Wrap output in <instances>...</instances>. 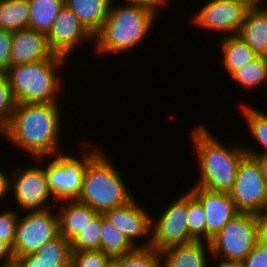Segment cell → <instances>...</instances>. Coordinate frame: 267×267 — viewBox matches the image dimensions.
<instances>
[{
  "instance_id": "cb8c5ba5",
  "label": "cell",
  "mask_w": 267,
  "mask_h": 267,
  "mask_svg": "<svg viewBox=\"0 0 267 267\" xmlns=\"http://www.w3.org/2000/svg\"><path fill=\"white\" fill-rule=\"evenodd\" d=\"M229 77L247 93L251 90L255 91L257 88L264 89L267 80V57H256L253 61L235 70Z\"/></svg>"
},
{
  "instance_id": "7bdbcfd3",
  "label": "cell",
  "mask_w": 267,
  "mask_h": 267,
  "mask_svg": "<svg viewBox=\"0 0 267 267\" xmlns=\"http://www.w3.org/2000/svg\"><path fill=\"white\" fill-rule=\"evenodd\" d=\"M104 267H120V262L117 259H108Z\"/></svg>"
},
{
  "instance_id": "9c48e42d",
  "label": "cell",
  "mask_w": 267,
  "mask_h": 267,
  "mask_svg": "<svg viewBox=\"0 0 267 267\" xmlns=\"http://www.w3.org/2000/svg\"><path fill=\"white\" fill-rule=\"evenodd\" d=\"M58 235L59 221L55 207L19 213L11 248L14 259L36 253L43 244Z\"/></svg>"
},
{
  "instance_id": "ac0fdd59",
  "label": "cell",
  "mask_w": 267,
  "mask_h": 267,
  "mask_svg": "<svg viewBox=\"0 0 267 267\" xmlns=\"http://www.w3.org/2000/svg\"><path fill=\"white\" fill-rule=\"evenodd\" d=\"M70 242L60 234L43 244L36 253L20 256L23 267H71Z\"/></svg>"
},
{
  "instance_id": "5bb4252c",
  "label": "cell",
  "mask_w": 267,
  "mask_h": 267,
  "mask_svg": "<svg viewBox=\"0 0 267 267\" xmlns=\"http://www.w3.org/2000/svg\"><path fill=\"white\" fill-rule=\"evenodd\" d=\"M134 198L131 202L107 210L103 215L119 229L135 247H150L151 214ZM142 239H146L143 242ZM143 243H138L139 241Z\"/></svg>"
},
{
  "instance_id": "9a60e30c",
  "label": "cell",
  "mask_w": 267,
  "mask_h": 267,
  "mask_svg": "<svg viewBox=\"0 0 267 267\" xmlns=\"http://www.w3.org/2000/svg\"><path fill=\"white\" fill-rule=\"evenodd\" d=\"M188 188L204 208L206 214V241L209 242L227 222L240 212L226 192H214L194 185Z\"/></svg>"
},
{
  "instance_id": "60d3db41",
  "label": "cell",
  "mask_w": 267,
  "mask_h": 267,
  "mask_svg": "<svg viewBox=\"0 0 267 267\" xmlns=\"http://www.w3.org/2000/svg\"><path fill=\"white\" fill-rule=\"evenodd\" d=\"M229 1L242 4L247 9H253V8L261 6V3L259 0H229Z\"/></svg>"
},
{
  "instance_id": "f1b7e54d",
  "label": "cell",
  "mask_w": 267,
  "mask_h": 267,
  "mask_svg": "<svg viewBox=\"0 0 267 267\" xmlns=\"http://www.w3.org/2000/svg\"><path fill=\"white\" fill-rule=\"evenodd\" d=\"M120 267H161V254L154 247H136L117 259Z\"/></svg>"
},
{
  "instance_id": "f35d334b",
  "label": "cell",
  "mask_w": 267,
  "mask_h": 267,
  "mask_svg": "<svg viewBox=\"0 0 267 267\" xmlns=\"http://www.w3.org/2000/svg\"><path fill=\"white\" fill-rule=\"evenodd\" d=\"M14 260L11 247L4 241L0 240V267Z\"/></svg>"
},
{
  "instance_id": "4fadbf2b",
  "label": "cell",
  "mask_w": 267,
  "mask_h": 267,
  "mask_svg": "<svg viewBox=\"0 0 267 267\" xmlns=\"http://www.w3.org/2000/svg\"><path fill=\"white\" fill-rule=\"evenodd\" d=\"M46 37L52 52L67 59L82 44L90 41L94 46V36L66 6L59 11Z\"/></svg>"
},
{
  "instance_id": "277c9868",
  "label": "cell",
  "mask_w": 267,
  "mask_h": 267,
  "mask_svg": "<svg viewBox=\"0 0 267 267\" xmlns=\"http://www.w3.org/2000/svg\"><path fill=\"white\" fill-rule=\"evenodd\" d=\"M68 60L53 54L35 63L10 65L6 74L15 103L60 102L59 97L64 94L60 73Z\"/></svg>"
},
{
  "instance_id": "603a6c76",
  "label": "cell",
  "mask_w": 267,
  "mask_h": 267,
  "mask_svg": "<svg viewBox=\"0 0 267 267\" xmlns=\"http://www.w3.org/2000/svg\"><path fill=\"white\" fill-rule=\"evenodd\" d=\"M239 105L238 109H242L241 114H243V119L250 131L248 133L252 134V138L255 139L253 141L260 146L259 150L257 146L253 148L250 145H244L245 152L247 155H267V112L256 109L255 106L248 103L241 102Z\"/></svg>"
},
{
  "instance_id": "ffe728a7",
  "label": "cell",
  "mask_w": 267,
  "mask_h": 267,
  "mask_svg": "<svg viewBox=\"0 0 267 267\" xmlns=\"http://www.w3.org/2000/svg\"><path fill=\"white\" fill-rule=\"evenodd\" d=\"M237 34L258 56L267 57V4L248 9Z\"/></svg>"
},
{
  "instance_id": "ba28073f",
  "label": "cell",
  "mask_w": 267,
  "mask_h": 267,
  "mask_svg": "<svg viewBox=\"0 0 267 267\" xmlns=\"http://www.w3.org/2000/svg\"><path fill=\"white\" fill-rule=\"evenodd\" d=\"M258 215L240 212L209 241L212 259L241 263L257 243Z\"/></svg>"
},
{
  "instance_id": "4316f807",
  "label": "cell",
  "mask_w": 267,
  "mask_h": 267,
  "mask_svg": "<svg viewBox=\"0 0 267 267\" xmlns=\"http://www.w3.org/2000/svg\"><path fill=\"white\" fill-rule=\"evenodd\" d=\"M28 0H0V29L17 31L28 28Z\"/></svg>"
},
{
  "instance_id": "e0dca14e",
  "label": "cell",
  "mask_w": 267,
  "mask_h": 267,
  "mask_svg": "<svg viewBox=\"0 0 267 267\" xmlns=\"http://www.w3.org/2000/svg\"><path fill=\"white\" fill-rule=\"evenodd\" d=\"M161 267H210V244L203 240L173 245L160 251Z\"/></svg>"
},
{
  "instance_id": "7402d4cb",
  "label": "cell",
  "mask_w": 267,
  "mask_h": 267,
  "mask_svg": "<svg viewBox=\"0 0 267 267\" xmlns=\"http://www.w3.org/2000/svg\"><path fill=\"white\" fill-rule=\"evenodd\" d=\"M86 29L94 36L108 15L110 0H64Z\"/></svg>"
},
{
  "instance_id": "d6a6232c",
  "label": "cell",
  "mask_w": 267,
  "mask_h": 267,
  "mask_svg": "<svg viewBox=\"0 0 267 267\" xmlns=\"http://www.w3.org/2000/svg\"><path fill=\"white\" fill-rule=\"evenodd\" d=\"M107 260L101 250L72 252L71 267H104Z\"/></svg>"
},
{
  "instance_id": "8d00e7d4",
  "label": "cell",
  "mask_w": 267,
  "mask_h": 267,
  "mask_svg": "<svg viewBox=\"0 0 267 267\" xmlns=\"http://www.w3.org/2000/svg\"><path fill=\"white\" fill-rule=\"evenodd\" d=\"M257 243L267 248V211L258 215Z\"/></svg>"
},
{
  "instance_id": "83f0119b",
  "label": "cell",
  "mask_w": 267,
  "mask_h": 267,
  "mask_svg": "<svg viewBox=\"0 0 267 267\" xmlns=\"http://www.w3.org/2000/svg\"><path fill=\"white\" fill-rule=\"evenodd\" d=\"M101 240V214H98L88 225L80 231L71 241V251L81 252L100 250Z\"/></svg>"
},
{
  "instance_id": "d6986e66",
  "label": "cell",
  "mask_w": 267,
  "mask_h": 267,
  "mask_svg": "<svg viewBox=\"0 0 267 267\" xmlns=\"http://www.w3.org/2000/svg\"><path fill=\"white\" fill-rule=\"evenodd\" d=\"M55 208L59 221V234L69 242L99 214L77 200L59 202Z\"/></svg>"
},
{
  "instance_id": "44dd1931",
  "label": "cell",
  "mask_w": 267,
  "mask_h": 267,
  "mask_svg": "<svg viewBox=\"0 0 267 267\" xmlns=\"http://www.w3.org/2000/svg\"><path fill=\"white\" fill-rule=\"evenodd\" d=\"M217 40L219 41V48H221L220 52L223 54L220 64L223 65L228 77L235 70L258 57L238 34L219 37Z\"/></svg>"
},
{
  "instance_id": "1f68e13d",
  "label": "cell",
  "mask_w": 267,
  "mask_h": 267,
  "mask_svg": "<svg viewBox=\"0 0 267 267\" xmlns=\"http://www.w3.org/2000/svg\"><path fill=\"white\" fill-rule=\"evenodd\" d=\"M19 212L15 209L4 207L0 211V240L6 242L11 248L15 238L16 224Z\"/></svg>"
},
{
  "instance_id": "836d02e7",
  "label": "cell",
  "mask_w": 267,
  "mask_h": 267,
  "mask_svg": "<svg viewBox=\"0 0 267 267\" xmlns=\"http://www.w3.org/2000/svg\"><path fill=\"white\" fill-rule=\"evenodd\" d=\"M12 31L0 29V72L6 73L11 65Z\"/></svg>"
},
{
  "instance_id": "d4e9b609",
  "label": "cell",
  "mask_w": 267,
  "mask_h": 267,
  "mask_svg": "<svg viewBox=\"0 0 267 267\" xmlns=\"http://www.w3.org/2000/svg\"><path fill=\"white\" fill-rule=\"evenodd\" d=\"M136 247L117 228L113 227L103 214H101V240L100 250L108 259H119Z\"/></svg>"
},
{
  "instance_id": "484cf974",
  "label": "cell",
  "mask_w": 267,
  "mask_h": 267,
  "mask_svg": "<svg viewBox=\"0 0 267 267\" xmlns=\"http://www.w3.org/2000/svg\"><path fill=\"white\" fill-rule=\"evenodd\" d=\"M30 14L28 28L47 34L59 11L65 6L64 0H28Z\"/></svg>"
},
{
  "instance_id": "b9f144b4",
  "label": "cell",
  "mask_w": 267,
  "mask_h": 267,
  "mask_svg": "<svg viewBox=\"0 0 267 267\" xmlns=\"http://www.w3.org/2000/svg\"><path fill=\"white\" fill-rule=\"evenodd\" d=\"M213 261V262H212ZM216 264H215V263ZM211 263L210 266L212 267H242V264L241 263H235V262H225V261H220V260H214L212 259L211 260Z\"/></svg>"
},
{
  "instance_id": "3957f363",
  "label": "cell",
  "mask_w": 267,
  "mask_h": 267,
  "mask_svg": "<svg viewBox=\"0 0 267 267\" xmlns=\"http://www.w3.org/2000/svg\"><path fill=\"white\" fill-rule=\"evenodd\" d=\"M158 16L143 7L111 3L104 24L94 35L93 52L98 57L130 52L148 39Z\"/></svg>"
},
{
  "instance_id": "7a4b0ae2",
  "label": "cell",
  "mask_w": 267,
  "mask_h": 267,
  "mask_svg": "<svg viewBox=\"0 0 267 267\" xmlns=\"http://www.w3.org/2000/svg\"><path fill=\"white\" fill-rule=\"evenodd\" d=\"M203 124H197L190 133L195 163L197 166L194 186L214 192H226L232 189L237 169L247 155L244 144H224Z\"/></svg>"
},
{
  "instance_id": "6da1fadb",
  "label": "cell",
  "mask_w": 267,
  "mask_h": 267,
  "mask_svg": "<svg viewBox=\"0 0 267 267\" xmlns=\"http://www.w3.org/2000/svg\"><path fill=\"white\" fill-rule=\"evenodd\" d=\"M61 109L60 102L15 104L0 136L32 159L64 152L60 148L64 143L60 138L64 128Z\"/></svg>"
},
{
  "instance_id": "8992f818",
  "label": "cell",
  "mask_w": 267,
  "mask_h": 267,
  "mask_svg": "<svg viewBox=\"0 0 267 267\" xmlns=\"http://www.w3.org/2000/svg\"><path fill=\"white\" fill-rule=\"evenodd\" d=\"M89 142V143H88ZM86 141L79 145L75 156L61 152L47 156L49 162L43 164L47 177L48 188L55 203L77 200L82 191L83 176L87 163L101 150L100 146ZM79 155V156H78Z\"/></svg>"
},
{
  "instance_id": "ee69618b",
  "label": "cell",
  "mask_w": 267,
  "mask_h": 267,
  "mask_svg": "<svg viewBox=\"0 0 267 267\" xmlns=\"http://www.w3.org/2000/svg\"><path fill=\"white\" fill-rule=\"evenodd\" d=\"M3 267H23L18 260H13L10 263L5 264Z\"/></svg>"
},
{
  "instance_id": "7c38bea8",
  "label": "cell",
  "mask_w": 267,
  "mask_h": 267,
  "mask_svg": "<svg viewBox=\"0 0 267 267\" xmlns=\"http://www.w3.org/2000/svg\"><path fill=\"white\" fill-rule=\"evenodd\" d=\"M208 1V2H207ZM197 13H193L191 23L196 27L218 32L219 37L235 35L244 22L247 8L229 0H207Z\"/></svg>"
},
{
  "instance_id": "e575fe53",
  "label": "cell",
  "mask_w": 267,
  "mask_h": 267,
  "mask_svg": "<svg viewBox=\"0 0 267 267\" xmlns=\"http://www.w3.org/2000/svg\"><path fill=\"white\" fill-rule=\"evenodd\" d=\"M241 264L242 267H267V248L256 243Z\"/></svg>"
},
{
  "instance_id": "8fae6325",
  "label": "cell",
  "mask_w": 267,
  "mask_h": 267,
  "mask_svg": "<svg viewBox=\"0 0 267 267\" xmlns=\"http://www.w3.org/2000/svg\"><path fill=\"white\" fill-rule=\"evenodd\" d=\"M173 200L157 217L152 214L150 246L157 251L194 241L187 226L188 189Z\"/></svg>"
},
{
  "instance_id": "30bf717a",
  "label": "cell",
  "mask_w": 267,
  "mask_h": 267,
  "mask_svg": "<svg viewBox=\"0 0 267 267\" xmlns=\"http://www.w3.org/2000/svg\"><path fill=\"white\" fill-rule=\"evenodd\" d=\"M228 194L239 212L260 215L267 211V185L252 156L246 155L241 160Z\"/></svg>"
},
{
  "instance_id": "f546056e",
  "label": "cell",
  "mask_w": 267,
  "mask_h": 267,
  "mask_svg": "<svg viewBox=\"0 0 267 267\" xmlns=\"http://www.w3.org/2000/svg\"><path fill=\"white\" fill-rule=\"evenodd\" d=\"M206 214L201 203L188 190L187 226L194 240L206 241Z\"/></svg>"
},
{
  "instance_id": "ab89813d",
  "label": "cell",
  "mask_w": 267,
  "mask_h": 267,
  "mask_svg": "<svg viewBox=\"0 0 267 267\" xmlns=\"http://www.w3.org/2000/svg\"><path fill=\"white\" fill-rule=\"evenodd\" d=\"M250 156H252L259 164L261 173L267 185V155H250Z\"/></svg>"
},
{
  "instance_id": "4dcf8cb0",
  "label": "cell",
  "mask_w": 267,
  "mask_h": 267,
  "mask_svg": "<svg viewBox=\"0 0 267 267\" xmlns=\"http://www.w3.org/2000/svg\"><path fill=\"white\" fill-rule=\"evenodd\" d=\"M15 104L7 74L0 72V131L9 123Z\"/></svg>"
},
{
  "instance_id": "5b68a950",
  "label": "cell",
  "mask_w": 267,
  "mask_h": 267,
  "mask_svg": "<svg viewBox=\"0 0 267 267\" xmlns=\"http://www.w3.org/2000/svg\"><path fill=\"white\" fill-rule=\"evenodd\" d=\"M109 154L101 150L87 163L82 191L77 201L90 206L99 214L125 205L134 197L129 186L116 169Z\"/></svg>"
},
{
  "instance_id": "74e56055",
  "label": "cell",
  "mask_w": 267,
  "mask_h": 267,
  "mask_svg": "<svg viewBox=\"0 0 267 267\" xmlns=\"http://www.w3.org/2000/svg\"><path fill=\"white\" fill-rule=\"evenodd\" d=\"M10 189V174L8 172H4L3 169H0V201L6 200V197L10 199L9 194ZM1 204V202H0Z\"/></svg>"
},
{
  "instance_id": "bcb514c9",
  "label": "cell",
  "mask_w": 267,
  "mask_h": 267,
  "mask_svg": "<svg viewBox=\"0 0 267 267\" xmlns=\"http://www.w3.org/2000/svg\"><path fill=\"white\" fill-rule=\"evenodd\" d=\"M260 1V3H261V5H263V4H265L266 3V1L265 0H259ZM264 2V3H263Z\"/></svg>"
},
{
  "instance_id": "d590c367",
  "label": "cell",
  "mask_w": 267,
  "mask_h": 267,
  "mask_svg": "<svg viewBox=\"0 0 267 267\" xmlns=\"http://www.w3.org/2000/svg\"><path fill=\"white\" fill-rule=\"evenodd\" d=\"M118 0H110L111 3H116ZM122 1V2H120ZM120 4L133 5L138 7H143L154 11L157 15H160V9H163L165 6L170 5V0H119ZM159 13V14H158Z\"/></svg>"
},
{
  "instance_id": "f6af8a7d",
  "label": "cell",
  "mask_w": 267,
  "mask_h": 267,
  "mask_svg": "<svg viewBox=\"0 0 267 267\" xmlns=\"http://www.w3.org/2000/svg\"><path fill=\"white\" fill-rule=\"evenodd\" d=\"M264 90V91H263ZM262 90V92H267V80H266V84H265V87H264V89ZM266 95H267V93H266Z\"/></svg>"
},
{
  "instance_id": "2e32d148",
  "label": "cell",
  "mask_w": 267,
  "mask_h": 267,
  "mask_svg": "<svg viewBox=\"0 0 267 267\" xmlns=\"http://www.w3.org/2000/svg\"><path fill=\"white\" fill-rule=\"evenodd\" d=\"M53 54L45 33L31 28L12 32L11 65L35 63L49 59Z\"/></svg>"
},
{
  "instance_id": "52a82bcc",
  "label": "cell",
  "mask_w": 267,
  "mask_h": 267,
  "mask_svg": "<svg viewBox=\"0 0 267 267\" xmlns=\"http://www.w3.org/2000/svg\"><path fill=\"white\" fill-rule=\"evenodd\" d=\"M32 160L35 161L33 165L15 166L10 173L9 196L16 206H13L14 209L17 208L20 213L46 210L56 205L42 165L46 163L47 156L31 159V163Z\"/></svg>"
}]
</instances>
